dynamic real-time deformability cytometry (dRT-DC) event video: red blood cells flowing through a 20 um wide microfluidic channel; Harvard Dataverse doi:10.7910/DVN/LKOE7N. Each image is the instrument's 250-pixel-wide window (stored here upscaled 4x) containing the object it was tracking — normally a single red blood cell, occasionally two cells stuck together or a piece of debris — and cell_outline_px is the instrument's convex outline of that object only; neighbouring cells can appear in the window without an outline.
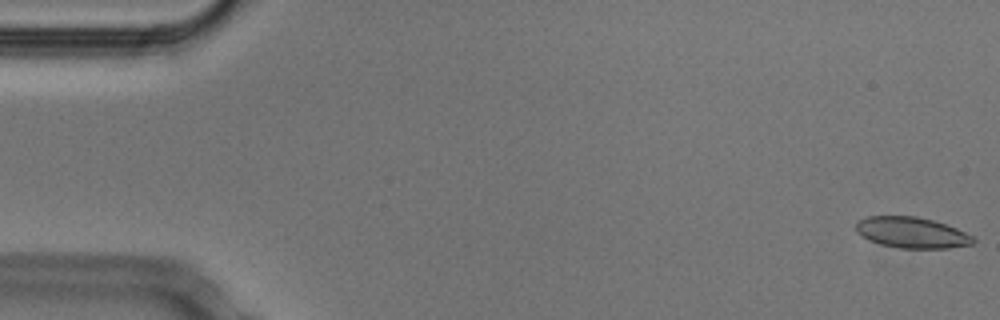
{"species": "Egyptian fruit bat (a non-hibernating species)", "species_latin": "Rousettus aegyptiacus", "temperature_condition": "cold", "stored_images_in_passage": 52, "camera_frame_rate_fps": 3000, "um_per_image_px": 0.085, "animal": {"sex": "male"}, "frame": {"image": 1, "passage_image": 1, "time_ms": 0.0, "image_size_px": [1000, 320], "cell_outline_px": [[976, 240], [972, 244], [948, 248], [900, 248], [880, 244], [868, 240], [856, 232], [856, 220], [868, 216], [916, 216], [932, 220], [956, 228], [972, 236]], "centroid_in_image_um": [77.46, 19.77], "position_along_channel_um": 7.5, "area_um2": 21.1}}
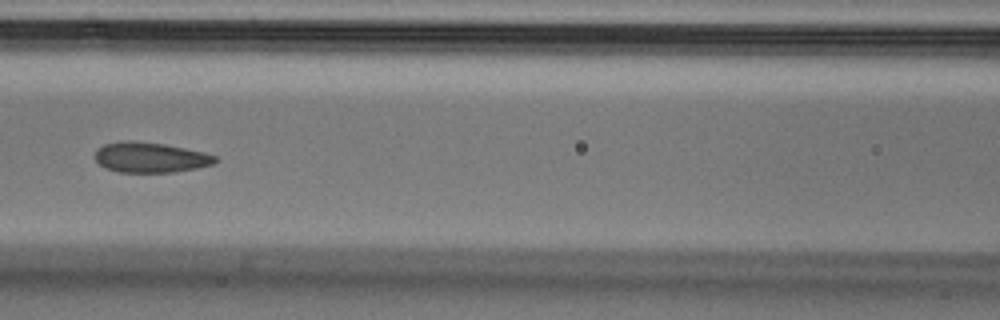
{"frame": {"image": 2, "passage_image": 23, "time_ms": 7.333, "image_size_px": [1000, 320], "cell_outline_px": [[220, 160], [212, 164], [196, 168], [172, 172], [120, 172], [108, 168], [100, 164], [96, 160], [96, 152], [104, 144], [124, 140], [132, 140], [164, 144], [204, 152], [216, 156]], "centroid_in_image_um": [12.81, 13.37], "position_along_channel_um": 153.8, "area_um2": 20.98}}
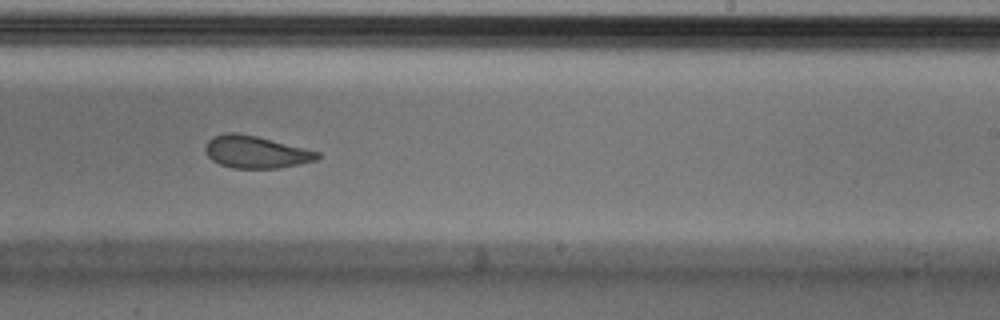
{"frame": {"image": 3, "passage_image": 32, "time_ms": 10.333, "image_size_px": [1000, 320], "cell_outline_px": [[320, 156], [316, 160], [276, 168], [232, 168], [220, 164], [212, 160], [208, 156], [204, 148], [208, 140], [212, 136], [228, 132], [236, 132], [256, 136], [320, 152]], "centroid_in_image_um": [21.7, 12.91], "position_along_channel_um": 267.3, "area_um2": 20.87}, "authors_computed_cell_mechanics": {"area_um2": 22.0507, "velocity_mm_per_s": 3.7904, "shape_relaxation_time_tau1_ms": 7.8059, "shape_relaxation_time_tau2_ms": 1.4989, "deformation_change_tau1": 0.1531, "deformation_change_tau2": 0.0733}}